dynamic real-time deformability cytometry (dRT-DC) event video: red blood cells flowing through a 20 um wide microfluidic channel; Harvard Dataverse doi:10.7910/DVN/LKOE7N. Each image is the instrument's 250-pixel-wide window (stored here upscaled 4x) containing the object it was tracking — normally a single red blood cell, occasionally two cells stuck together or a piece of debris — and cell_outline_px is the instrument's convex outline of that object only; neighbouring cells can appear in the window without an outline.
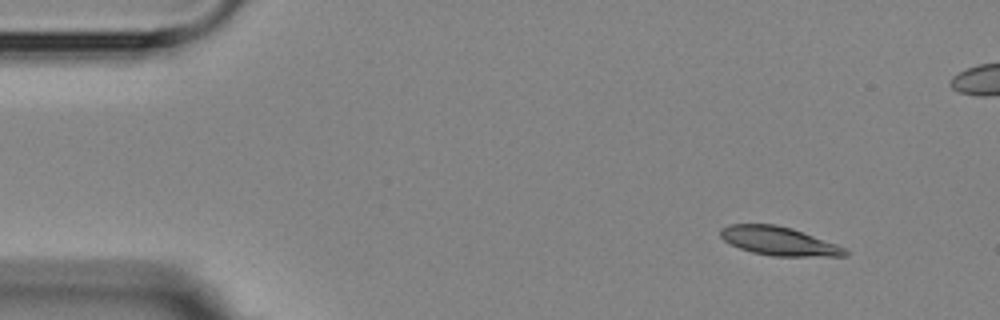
{"species": "Egyptian fruit bat (a non-hibernating species)", "species_latin": "Rousettus aegyptiacus", "temperature_condition": "room temperature", "stored_images_in_passage": 6, "camera_frame_rate_fps": 3000, "um_per_image_px": 0.085, "animal": {"sex": "female"}, "frame": {"image": 1, "passage_image": 1, "time_ms": 0.0, "image_size_px": [1000, 320], "cell_outline_px": [[848, 256], [772, 256], [752, 252], [740, 248], [724, 240], [720, 236], [720, 228], [728, 224], [776, 224], [792, 228], [836, 244], [844, 248], [848, 252]], "centroid_in_image_um": [66.18, 20.48], "position_along_channel_um": 18.8, "area_um2": 20.69}}
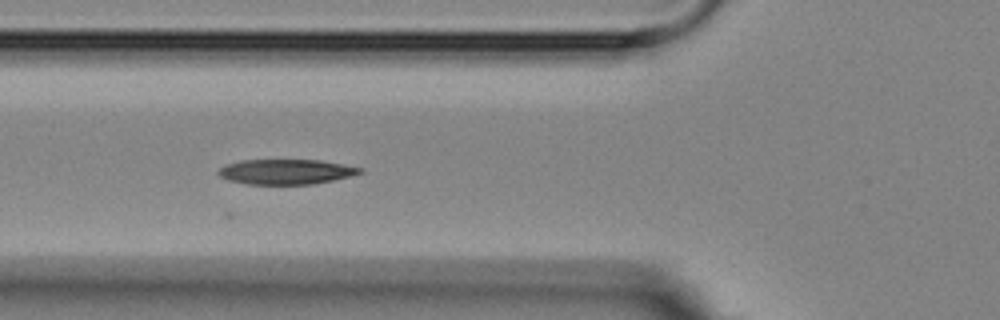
{"frame": {"image": 2, "passage_image": 5, "time_ms": 4.667, "image_size_px": [1000, 320], "cell_outline_px": [[364, 172], [352, 176], [312, 184], [244, 184], [228, 180], [220, 176], [216, 172], [224, 164], [240, 160], [320, 160], [364, 168]], "centroid_in_image_um": [24.29, 14.59], "position_along_channel_um": 101.5, "area_um2": 20.81}}
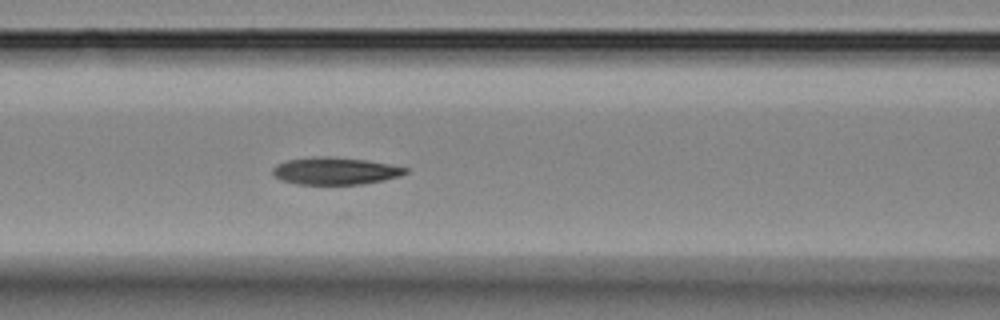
{"frame": {"image": 3, "passage_image": 6, "time_ms": 5.667, "image_size_px": [1000, 320], "cell_outline_px": [[408, 172], [400, 176], [384, 180], [364, 184], [296, 184], [280, 180], [272, 176], [272, 168], [276, 164], [288, 160], [312, 156], [332, 156], [368, 160], [408, 168]], "centroid_in_image_um": [28.46, 14.52], "position_along_channel_um": 138.1, "area_um2": 21.39}}